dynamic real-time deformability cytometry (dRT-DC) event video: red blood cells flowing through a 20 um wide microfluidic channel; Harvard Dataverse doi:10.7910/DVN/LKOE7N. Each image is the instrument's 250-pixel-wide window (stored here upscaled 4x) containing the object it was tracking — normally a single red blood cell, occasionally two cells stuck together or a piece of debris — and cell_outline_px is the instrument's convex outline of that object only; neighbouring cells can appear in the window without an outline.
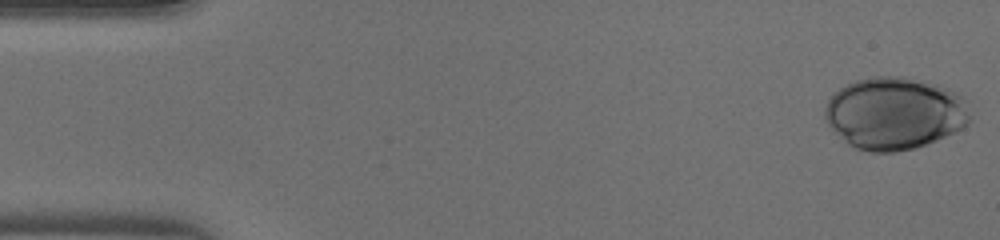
{"species": "human", "species_latin": "Homo sapiens", "temperature_condition": "warm", "stored_images_in_passage": 46, "camera_frame_rate_fps": 3000, "um_per_image_px": 0.085, "donor": {"sex": "male"}, "frame": {"image": 1, "passage_image": 1, "time_ms": 0.0, "image_size_px": [1000, 240], "cell_outline_px": [[968, 124], [964, 128], [956, 132], [916, 148], [896, 152], [868, 152], [856, 148], [848, 144], [828, 124], [824, 116], [824, 108], [832, 92], [856, 80], [872, 76], [904, 76], [940, 84], [956, 92], [964, 100], [968, 116]], "centroid_in_image_um": [76.02, 9.62], "position_along_channel_um": 9.0, "area_um2": 61.38}}
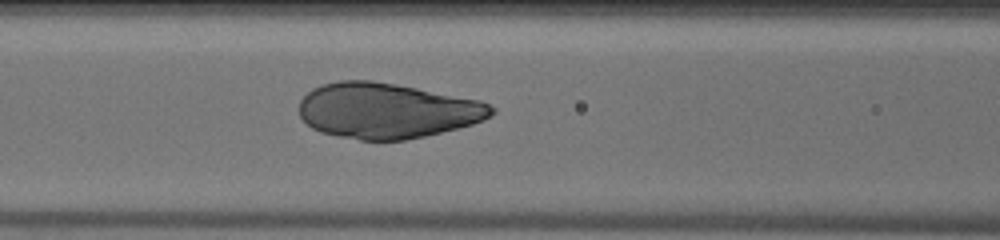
{"frame": {"image": 2, "passage_image": 19, "time_ms": 6.0, "image_size_px": [1000, 240], "cell_outline_px": [[496, 112], [484, 120], [472, 124], [424, 136], [404, 140], [360, 140], [336, 136], [320, 132], [312, 128], [300, 116], [300, 100], [312, 88], [320, 84], [340, 80], [372, 80], [396, 84], [480, 100], [496, 108]], "centroid_in_image_um": [32.88, 9.4], "position_along_channel_um": 133.7, "area_um2": 62.14}}
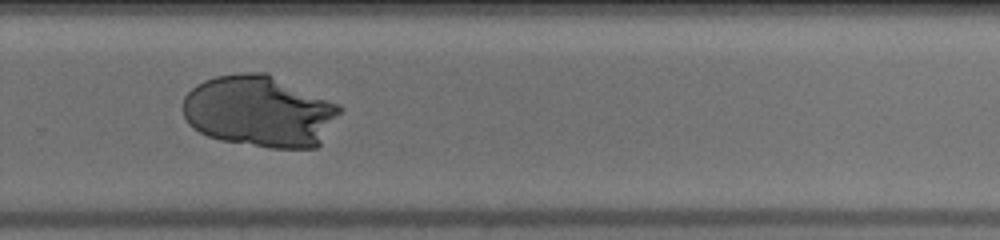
{"frame": {"image": 3, "passage_image": 31, "time_ms": 10.0, "image_size_px": [1000, 240], "cell_outline_px": [[344, 108], [320, 144], [316, 148], [268, 148], [220, 140], [208, 136], [192, 128], [188, 124], [184, 116], [184, 96], [196, 84], [204, 80], [216, 76], [240, 72], [268, 72], [340, 104]], "centroid_in_image_um": [22.09, 9.45], "position_along_channel_um": 307.7, "area_um2": 66.12}}